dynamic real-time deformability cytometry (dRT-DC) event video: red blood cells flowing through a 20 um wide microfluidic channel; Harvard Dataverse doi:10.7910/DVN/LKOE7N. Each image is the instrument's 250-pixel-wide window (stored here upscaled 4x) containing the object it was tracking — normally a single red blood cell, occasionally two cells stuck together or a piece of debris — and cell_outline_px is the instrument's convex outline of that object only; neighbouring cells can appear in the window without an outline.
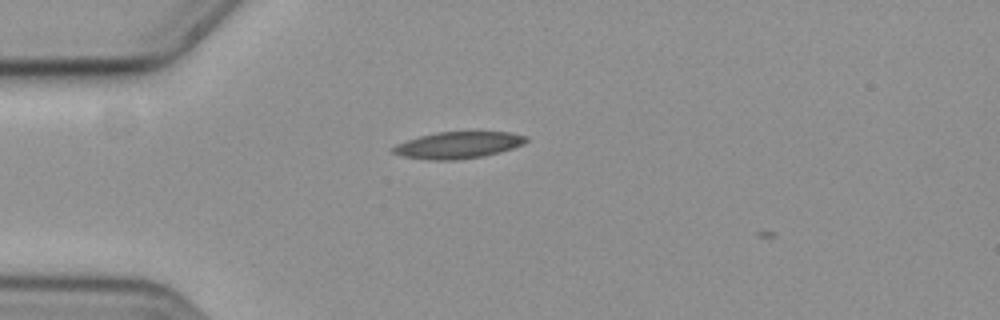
{"species": "common noctule bat (a hibernating species)", "species_latin": "Nyctalus noctula", "temperature_condition": "cold", "stored_images_in_passage": 2, "camera_frame_rate_fps": 3000, "um_per_image_px": 0.085, "animal": {"sex": "female", "body_mass_g": 19.3, "forearm_length_mm": 54.1}, "frame": {"image": 1, "passage_image": 1, "time_ms": 0.0, "image_size_px": [1000, 320], "cell_outline_px": [[528, 140], [524, 144], [500, 152], [484, 156], [460, 160], [428, 160], [400, 156], [392, 152], [392, 148], [396, 144], [420, 136], [436, 132], [508, 132], [528, 136]], "centroid_in_image_um": [38.94, 12.34], "position_along_channel_um": 46.1, "area_um2": 20.81}}